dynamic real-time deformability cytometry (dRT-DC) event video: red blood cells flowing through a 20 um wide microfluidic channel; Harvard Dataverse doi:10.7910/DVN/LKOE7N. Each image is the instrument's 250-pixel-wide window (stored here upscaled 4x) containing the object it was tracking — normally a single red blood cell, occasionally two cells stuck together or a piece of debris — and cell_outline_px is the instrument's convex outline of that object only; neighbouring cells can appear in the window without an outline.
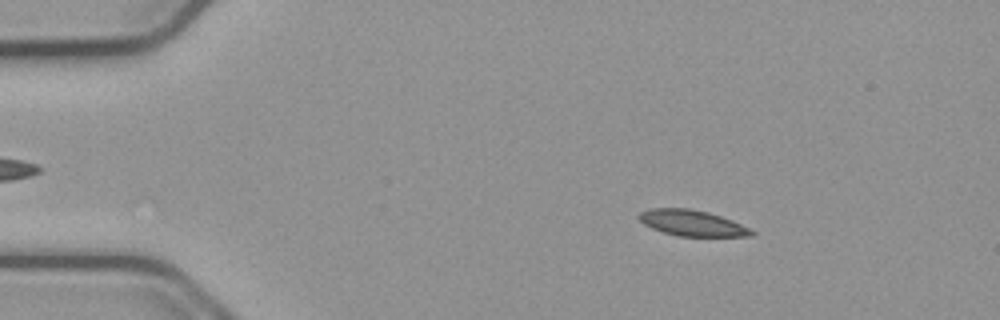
{"species": "common noctule bat (a hibernating species)", "species_latin": "Nyctalus noctula", "temperature_condition": "cold", "stored_images_in_passage": 47, "camera_frame_rate_fps": 3000, "um_per_image_px": 0.085, "animal": {"sex": "male", "body_mass_g": 23.1, "forearm_length_mm": 52.7}, "frame": {"image": 1, "passage_image": 1, "time_ms": 0.0, "image_size_px": [1000, 320], "cell_outline_px": [[756, 232], [752, 236], [680, 236], [664, 232], [652, 228], [644, 224], [636, 216], [640, 212], [652, 208], [688, 208], [708, 212], [732, 220]], "centroid_in_image_um": [58.81, 18.95], "position_along_channel_um": 26.2, "area_um2": 16.82}}
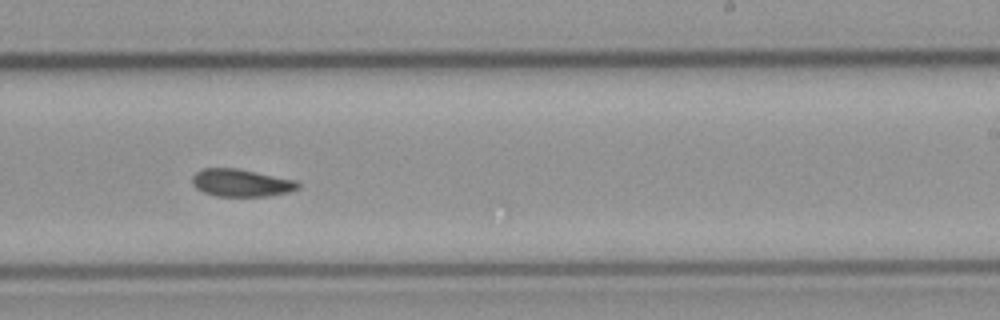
{"frame": {"image": 2, "passage_image": 26, "time_ms": 8.333, "image_size_px": [1000, 320], "cell_outline_px": [[300, 188], [288, 192], [268, 196], [216, 196], [204, 192], [196, 188], [192, 184], [192, 176], [196, 172], [204, 168], [236, 168], [296, 180], [300, 184]], "centroid_in_image_um": [20.5, 15.54], "position_along_channel_um": 268.5, "area_um2": 16.94}}
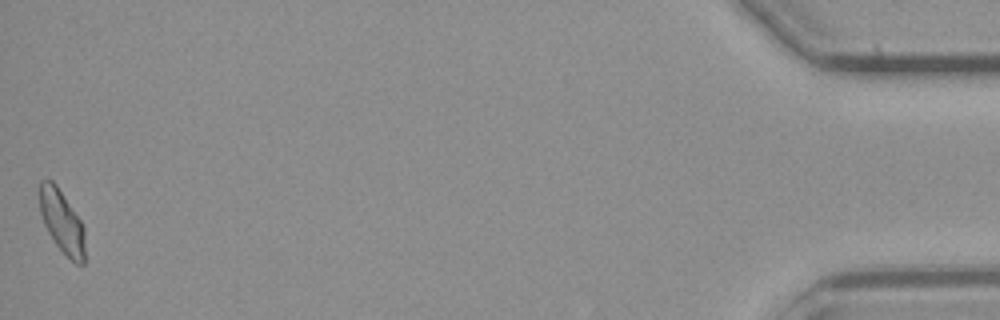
{"frame": {"image": 3, "passage_image": 47, "time_ms": 15.333, "image_size_px": [1000, 320], "cell_outline_px": [[84, 264], [76, 264], [56, 244], [48, 232], [44, 224], [40, 212], [40, 180], [52, 180], [56, 184], [80, 220], [84, 228]], "centroid_in_image_um": [5.26, 18.83], "position_along_channel_um": 429.9, "area_um2": 16.24}, "authors_computed_cell_mechanics": {"area_um2": 17.1666, "velocity_mm_per_s": 3.7457, "shape_relaxation_time_tau1_ms": 11.38, "shape_relaxation_time_tau2_ms": 5.6496, "deformation_change_tau1": 0.1838, "deformation_change_tau2": 0.0912}}